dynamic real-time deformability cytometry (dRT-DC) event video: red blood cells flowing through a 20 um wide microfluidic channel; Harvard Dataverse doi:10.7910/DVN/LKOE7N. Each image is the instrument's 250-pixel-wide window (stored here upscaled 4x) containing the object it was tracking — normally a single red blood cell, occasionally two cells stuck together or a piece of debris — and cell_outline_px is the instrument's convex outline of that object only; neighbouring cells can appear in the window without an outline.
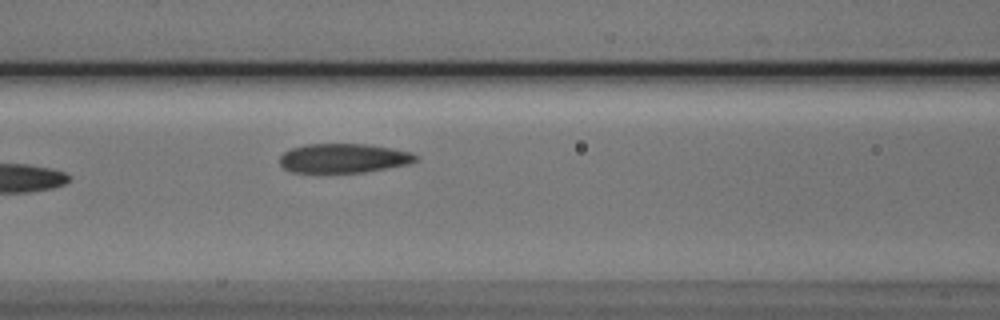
{"species": "Egyptian fruit bat (a non-hibernating species)", "species_latin": "Rousettus aegyptiacus", "temperature_condition": "cold", "stored_images_in_passage": 7, "camera_frame_rate_fps": 3000, "um_per_image_px": 0.085, "animal": {"sex": "male"}, "frame": {"image": 1, "passage_image": 7, "time_ms": 7.0, "image_size_px": [1000, 320], "cell_outline_px": [[420, 160], [408, 164], [364, 172], [292, 172], [284, 168], [280, 164], [280, 156], [284, 152], [292, 148], [308, 144], [368, 144], [392, 148], [412, 152]], "centroid_in_image_um": [29.23, 13.44], "position_along_channel_um": 137.4, "area_um2": 23.12}}